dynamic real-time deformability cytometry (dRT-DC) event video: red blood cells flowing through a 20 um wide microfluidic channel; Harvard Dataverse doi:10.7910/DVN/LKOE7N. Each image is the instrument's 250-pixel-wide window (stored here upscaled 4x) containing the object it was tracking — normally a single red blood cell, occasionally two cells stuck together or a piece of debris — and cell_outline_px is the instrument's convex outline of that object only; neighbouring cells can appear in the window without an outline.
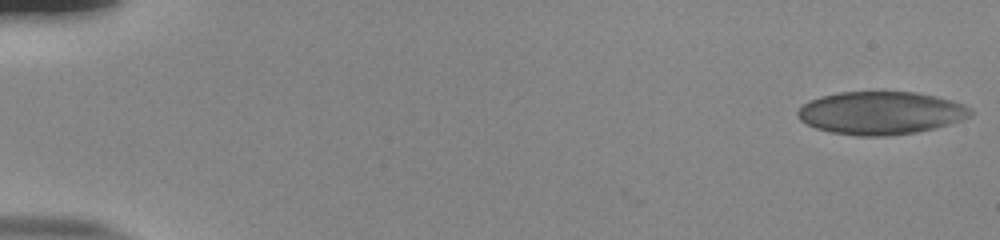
{"species": "human", "species_latin": "Homo sapiens", "temperature_condition": "room temperature", "stored_images_in_passage": 54, "camera_frame_rate_fps": 3000, "um_per_image_px": 0.085, "donor": {"sex": "male"}, "frame": {"image": 1, "passage_image": 1, "time_ms": 0.0, "image_size_px": [1000, 240], "cell_outline_px": [[972, 116], [936, 128], [916, 132], [884, 136], [856, 136], [832, 132], [816, 128], [800, 120], [796, 116], [796, 112], [808, 100], [820, 96], [840, 92], [916, 92], [936, 96], [952, 100], [964, 104], [972, 108]], "centroid_in_image_um": [74.87, 9.59], "position_along_channel_um": 10.1, "area_um2": 43.35}}
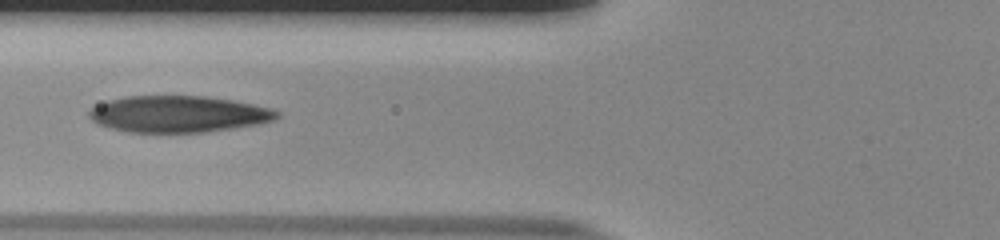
{"frame": {"image": 2, "passage_image": 22, "time_ms": 7.0, "image_size_px": [1000, 240], "cell_outline_px": [[280, 116], [272, 120], [260, 124], [204, 132], [128, 132], [96, 124], [88, 116], [88, 112], [92, 108], [108, 100], [124, 96], [204, 96], [232, 100], [272, 108], [280, 112]], "centroid_in_image_um": [15.16, 9.69], "position_along_channel_um": 110.6, "area_um2": 39.94}}
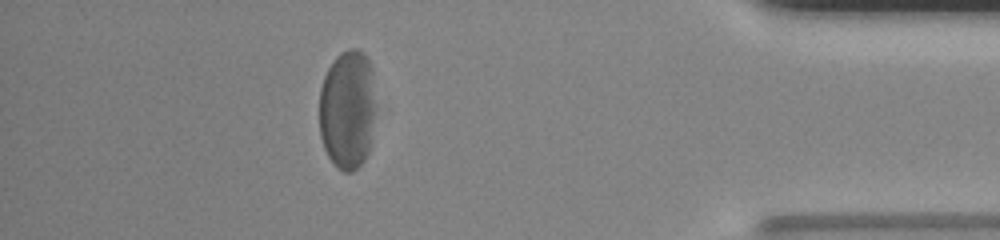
{"frame": {"image": 3, "passage_image": 48, "time_ms": 15.667, "image_size_px": [1000, 240], "cell_outline_px": [[376, 108], [368, 152], [364, 160], [352, 172], [344, 172], [328, 156], [324, 148], [320, 136], [320, 88], [324, 76], [328, 68], [336, 56], [340, 52], [348, 48], [356, 48], [364, 52], [368, 60], [372, 72]], "centroid_in_image_um": [29.54, 9.27], "position_along_channel_um": 405.7, "area_um2": 39.54}, "authors_computed_cell_mechanics": {"area_um2": 41.7605, "velocity_mm_per_s": 3.8202, "shape_relaxation_time_tau1_ms": 3.4738, "shape_relaxation_time_tau2_ms": 1.2838, "deformation_change_tau1": 0.1738, "deformation_change_tau2": 0.0923}}